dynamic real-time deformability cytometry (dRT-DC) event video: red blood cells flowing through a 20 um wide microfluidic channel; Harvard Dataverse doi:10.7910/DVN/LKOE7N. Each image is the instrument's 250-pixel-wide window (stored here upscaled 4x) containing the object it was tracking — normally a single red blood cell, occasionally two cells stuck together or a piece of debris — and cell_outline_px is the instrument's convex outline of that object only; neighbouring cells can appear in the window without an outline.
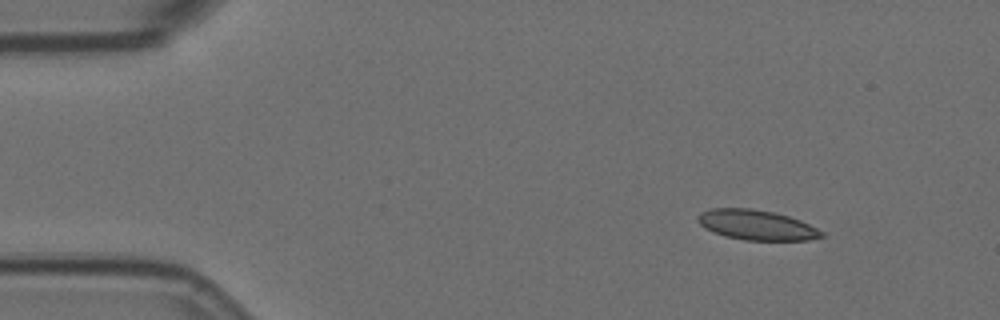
{"species": "Egyptian fruit bat (a non-hibernating species)", "species_latin": "Rousettus aegyptiacus", "temperature_condition": "room temperature", "stored_images_in_passage": 3, "camera_frame_rate_fps": 3000, "um_per_image_px": 0.085, "animal": {"sex": "female"}, "frame": {"image": 1, "passage_image": 1, "time_ms": 0.0, "image_size_px": [1000, 320], "cell_outline_px": [[824, 236], [808, 240], [744, 240], [724, 236], [712, 232], [704, 228], [696, 220], [700, 212], [712, 208], [752, 208], [776, 212], [800, 220], [824, 232]], "centroid_in_image_um": [64.27, 19.12], "position_along_channel_um": 20.7, "area_um2": 21.79}}